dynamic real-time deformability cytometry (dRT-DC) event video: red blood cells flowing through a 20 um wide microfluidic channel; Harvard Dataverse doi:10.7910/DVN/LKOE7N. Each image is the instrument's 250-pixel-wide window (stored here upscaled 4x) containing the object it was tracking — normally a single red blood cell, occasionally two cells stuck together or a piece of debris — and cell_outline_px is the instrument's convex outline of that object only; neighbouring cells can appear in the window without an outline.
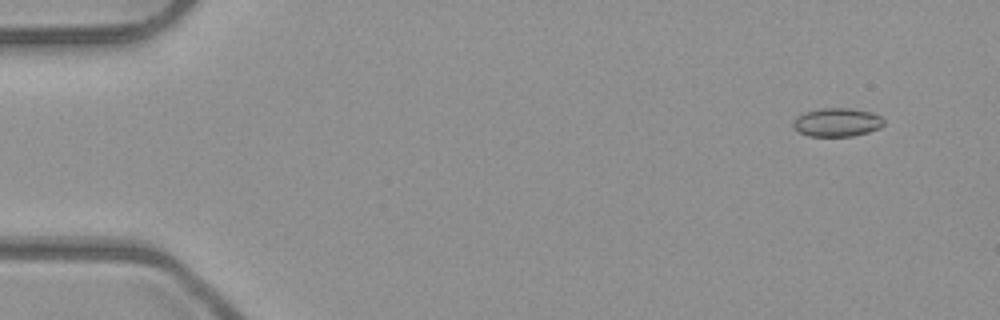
{"species": "common noctule bat (a hibernating species)", "species_latin": "Nyctalus noctula", "temperature_condition": "room temperature", "stored_images_in_passage": 5, "camera_frame_rate_fps": 3000, "um_per_image_px": 0.085, "animal": {"sex": "male", "body_mass_g": 23.1, "forearm_length_mm": 52.7}, "frame": {"image": 1, "passage_image": 2, "time_ms": 0.333, "image_size_px": [1000, 320], "cell_outline_px": [[884, 124], [880, 128], [868, 132], [852, 136], [808, 136], [800, 132], [792, 124], [796, 116], [808, 112], [824, 108], [848, 108], [872, 112], [880, 116], [884, 120]], "centroid_in_image_um": [71.18, 10.4], "position_along_channel_um": 13.8, "area_um2": 14.91}}